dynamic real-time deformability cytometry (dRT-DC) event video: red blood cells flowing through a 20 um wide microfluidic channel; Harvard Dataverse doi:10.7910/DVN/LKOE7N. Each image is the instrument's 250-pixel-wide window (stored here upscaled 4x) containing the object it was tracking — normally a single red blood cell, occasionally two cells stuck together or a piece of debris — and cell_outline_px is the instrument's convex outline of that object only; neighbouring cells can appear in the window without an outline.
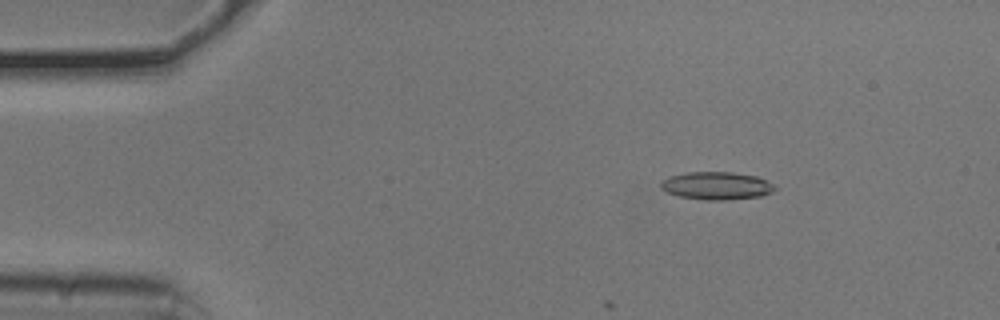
{"species": "common noctule bat (a hibernating species)", "species_latin": "Nyctalus noctula", "temperature_condition": "cold", "stored_images_in_passage": 8, "camera_frame_rate_fps": 3000, "um_per_image_px": 0.085, "animal": {"sex": "male", "body_mass_g": 20.5, "forearm_length_mm": 52.5}, "frame": {"image": 1, "passage_image": 4, "time_ms": 1.0, "image_size_px": [1000, 320], "cell_outline_px": [[776, 188], [772, 192], [760, 196], [724, 200], [704, 200], [680, 196], [668, 192], [660, 188], [660, 180], [672, 176], [688, 172], [732, 172], [756, 176], [772, 184]], "centroid_in_image_um": [60.88, 15.79], "position_along_channel_um": 24.1, "area_um2": 18.26}}